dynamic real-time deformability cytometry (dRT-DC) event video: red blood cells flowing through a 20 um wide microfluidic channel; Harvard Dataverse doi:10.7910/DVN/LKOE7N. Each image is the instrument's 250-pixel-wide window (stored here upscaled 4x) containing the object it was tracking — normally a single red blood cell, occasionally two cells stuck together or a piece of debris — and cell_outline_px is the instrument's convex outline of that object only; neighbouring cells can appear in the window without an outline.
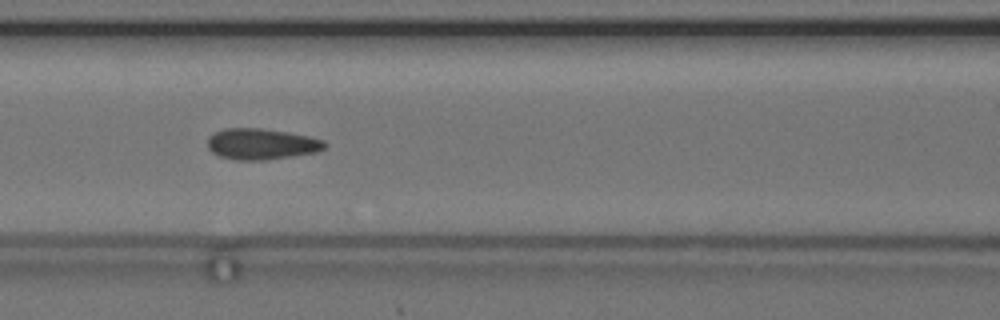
{"species": "common noctule bat (a hibernating species)", "species_latin": "Nyctalus noctula", "temperature_condition": "cold", "stored_images_in_passage": 40, "camera_frame_rate_fps": 3000, "um_per_image_px": 0.085, "animal": {"sex": "female", "body_mass_g": 24.6, "forearm_length_mm": 56.2}, "frame": {"image": 1, "passage_image": 12, "time_ms": 3.667, "image_size_px": [1000, 320], "cell_outline_px": [[328, 144], [324, 148], [316, 152], [292, 156], [264, 160], [236, 160], [220, 156], [212, 152], [208, 148], [208, 136], [224, 128], [260, 128], [288, 132], [308, 136], [324, 140]], "centroid_in_image_um": [22.22, 12.24], "position_along_channel_um": 144.4, "area_um2": 21.15}, "authors_computed_cell_mechanics": {"area_um2": 20.808, "velocity_mm_per_s": 3.6264, "shape_relaxation_time_tau1_ms": null, "shape_relaxation_time_tau2_ms": 2.0951, "deformation_change_tau1": null, "deformation_change_tau2": 0.0754}}